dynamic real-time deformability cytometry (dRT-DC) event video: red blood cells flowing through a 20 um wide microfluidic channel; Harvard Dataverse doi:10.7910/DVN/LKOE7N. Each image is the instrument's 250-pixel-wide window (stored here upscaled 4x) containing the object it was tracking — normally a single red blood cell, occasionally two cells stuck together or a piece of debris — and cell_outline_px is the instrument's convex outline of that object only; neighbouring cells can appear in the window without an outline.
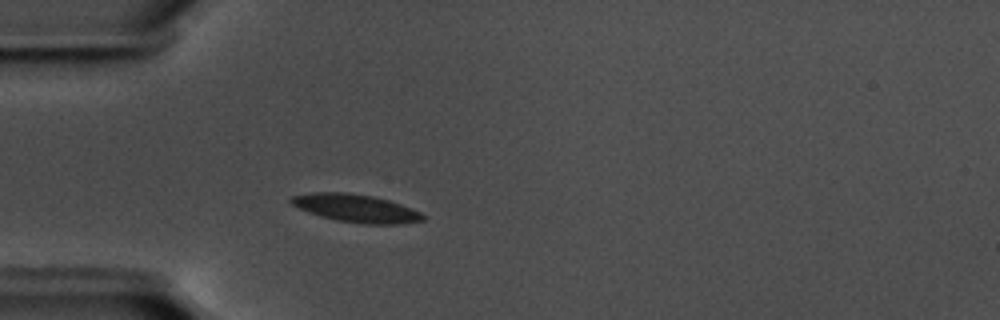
{"species": "common noctule bat (a hibernating species)", "species_latin": "Nyctalus noctula", "temperature_condition": "warm", "stored_images_in_passage": 46, "camera_frame_rate_fps": 3000, "um_per_image_px": 0.085, "animal": {"sex": "male", "body_mass_g": 17.5, "forearm_length_mm": 52.3}, "frame": {"image": 1, "passage_image": 8, "time_ms": 2.333, "image_size_px": [1000, 320], "cell_outline_px": [[424, 220], [400, 224], [364, 224], [336, 220], [320, 216], [308, 212], [292, 204], [288, 200], [292, 196], [316, 192], [348, 192], [372, 196], [388, 200], [412, 208], [420, 212], [424, 216]], "centroid_in_image_um": [30.26, 17.7], "position_along_channel_um": 54.7, "area_um2": 21.33}}
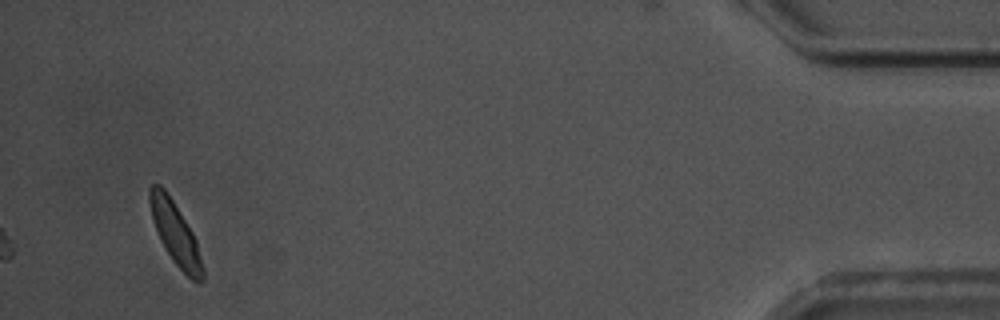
{"frame": {"image": 2, "passage_image": 46, "time_ms": 15.0, "image_size_px": [1000, 320], "cell_outline_px": [[204, 280], [192, 280], [172, 260], [160, 240], [152, 216], [148, 200], [148, 188], [152, 184], [160, 184], [164, 188], [172, 200], [192, 232], [196, 240], [204, 268]], "centroid_in_image_um": [14.89, 19.82], "position_along_channel_um": 420.3, "area_um2": 18.84}}